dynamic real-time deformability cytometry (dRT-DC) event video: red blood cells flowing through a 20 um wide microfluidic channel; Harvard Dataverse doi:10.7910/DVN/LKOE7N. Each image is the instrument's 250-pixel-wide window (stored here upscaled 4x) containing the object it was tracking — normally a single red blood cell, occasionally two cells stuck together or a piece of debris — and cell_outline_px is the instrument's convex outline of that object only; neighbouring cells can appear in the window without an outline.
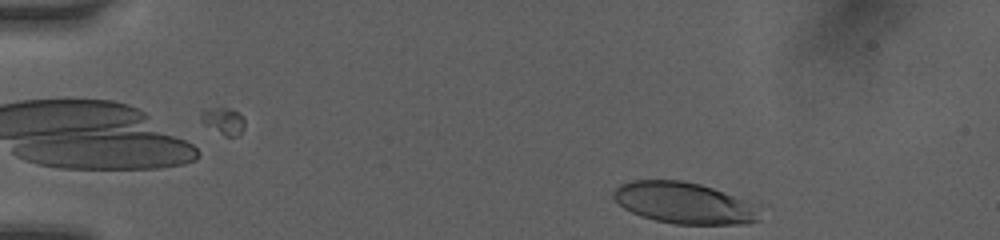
{"species": "human", "species_latin": "Homo sapiens", "temperature_condition": "room temperature", "stored_images_in_passage": 5, "camera_frame_rate_fps": 3000, "um_per_image_px": 0.085, "donor": {"sex": "female"}, "frame": {"image": 1, "passage_image": 5, "time_ms": 4.0, "image_size_px": [1000, 240], "cell_outline_px": [[760, 220], [744, 224], [676, 224], [656, 220], [640, 216], [624, 208], [612, 196], [612, 192], [620, 184], [632, 180], [680, 180], [700, 184], [712, 188], [744, 200], [752, 204]], "centroid_in_image_um": [58.07, 17.25], "position_along_channel_um": 26.9, "area_um2": 34.74}}